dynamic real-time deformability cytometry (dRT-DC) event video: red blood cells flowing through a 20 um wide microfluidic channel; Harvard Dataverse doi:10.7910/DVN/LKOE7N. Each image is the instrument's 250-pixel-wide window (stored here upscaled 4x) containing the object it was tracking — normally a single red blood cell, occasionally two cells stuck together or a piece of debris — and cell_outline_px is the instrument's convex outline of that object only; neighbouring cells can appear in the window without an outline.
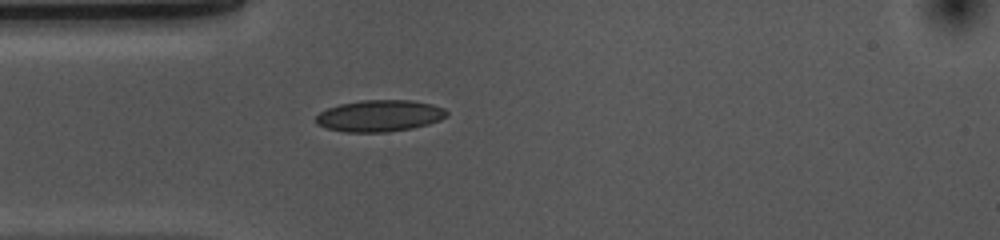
{"species": "common noctule bat (a hibernating species)", "species_latin": "Nyctalus noctula", "temperature_condition": "cold", "stored_images_in_passage": 40, "camera_frame_rate_fps": 3000, "um_per_image_px": 0.085, "animal": {"sex": "female", "body_mass_g": 10.0, "forearm_length_mm": 53.1}, "frame": {"image": 1, "passage_image": 1, "time_ms": 0.0, "image_size_px": [1000, 240], "cell_outline_px": [[448, 116], [440, 120], [428, 124], [412, 128], [388, 132], [344, 132], [328, 128], [316, 124], [316, 116], [320, 112], [328, 108], [340, 104], [360, 100], [412, 100], [432, 104], [444, 108], [448, 112]], "centroid_in_image_um": [32.28, 9.84], "position_along_channel_um": 52.7, "area_um2": 24.16}}
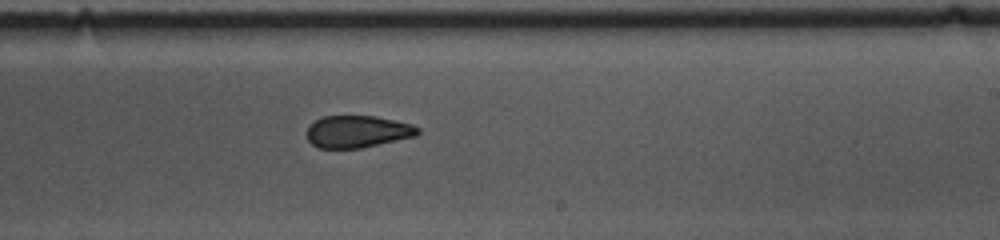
{"frame": {"image": 2, "passage_image": 18, "time_ms": 5.667, "image_size_px": [1000, 240], "cell_outline_px": [[420, 132], [416, 136], [360, 148], [320, 148], [312, 144], [308, 140], [308, 124], [324, 116], [376, 116], [396, 120], [412, 124], [420, 128]], "centroid_in_image_um": [30.41, 11.17], "position_along_channel_um": 258.6, "area_um2": 20.75}}
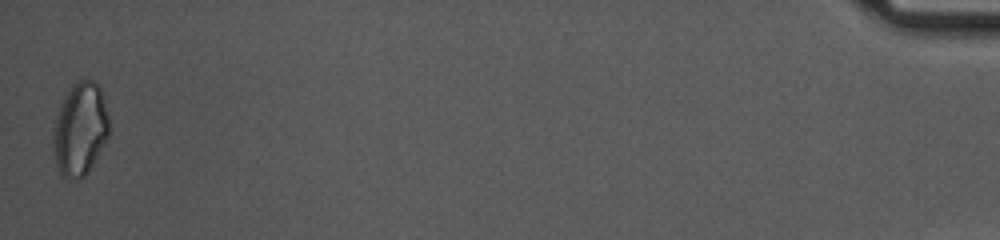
{"frame": {"image": 3, "passage_image": 40, "time_ms": 13.0, "image_size_px": [1000, 240], "cell_outline_px": [[108, 136], [88, 172], [84, 176], [76, 180], [68, 180], [60, 172], [56, 164], [52, 148], [52, 132], [64, 96], [68, 88], [76, 80], [92, 80], [100, 88], [108, 112]], "centroid_in_image_um": [6.79, 10.99], "position_along_channel_um": 428.4, "area_um2": 30.23}, "authors_computed_cell_mechanics": {"area_um2": 22.542, "velocity_mm_per_s": 3.6849, "shape_relaxation_time_tau1_ms": 6.9529, "shape_relaxation_time_tau2_ms": 3.3452, "deformation_change_tau1": 0.1404, "deformation_change_tau2": 0.0811}}